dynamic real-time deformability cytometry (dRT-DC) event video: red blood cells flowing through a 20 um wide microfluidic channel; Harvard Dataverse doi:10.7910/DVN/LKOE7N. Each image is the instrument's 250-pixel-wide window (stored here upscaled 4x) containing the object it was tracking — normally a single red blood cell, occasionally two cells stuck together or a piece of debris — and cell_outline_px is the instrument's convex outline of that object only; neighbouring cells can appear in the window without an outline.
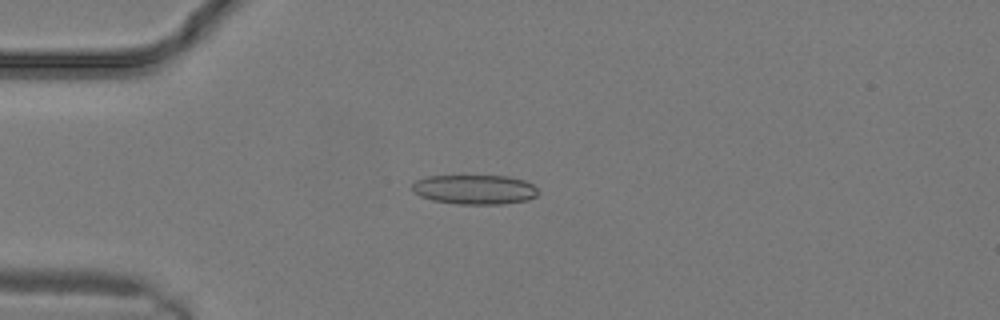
{"species": "common noctule bat (a hibernating species)", "species_latin": "Nyctalus noctula", "temperature_condition": "warm", "stored_images_in_passage": 26, "camera_frame_rate_fps": 3000, "um_per_image_px": 0.085, "animal": {"sex": "male", "body_mass_g": 19.2, "forearm_length_mm": 51.8}, "frame": {"image": 1, "passage_image": 7, "time_ms": 2.0, "image_size_px": [1000, 320], "cell_outline_px": [[540, 192], [536, 196], [528, 200], [500, 204], [456, 204], [432, 200], [420, 196], [412, 192], [412, 184], [416, 180], [428, 176], [508, 176], [524, 180], [532, 184]], "centroid_in_image_um": [40.34, 16.11], "position_along_channel_um": 44.7, "area_um2": 21.79}}
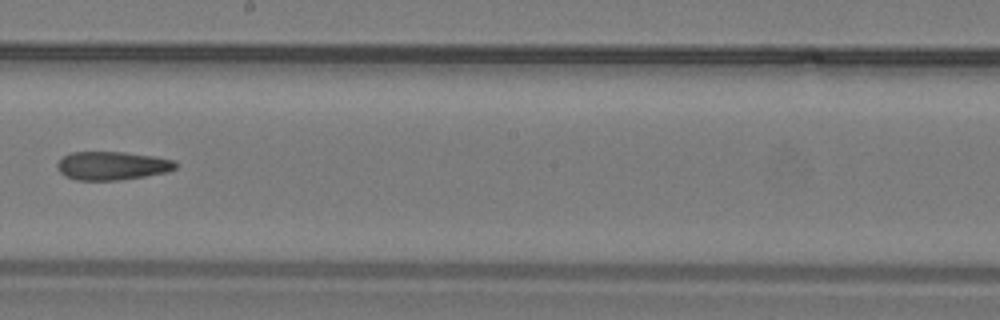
{"frame": {"image": 2, "passage_image": 15, "time_ms": 4.667, "image_size_px": [1000, 320], "cell_outline_px": [[176, 168], [168, 172], [144, 176], [116, 180], [76, 180], [64, 176], [56, 168], [56, 164], [64, 156], [72, 152], [124, 152], [152, 156], [176, 160]], "centroid_in_image_um": [9.52, 14.08], "position_along_channel_um": 238.7, "area_um2": 19.59}}
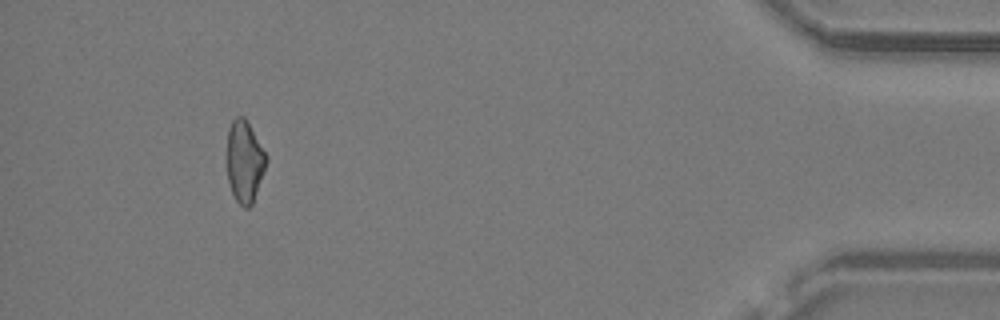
{"frame": {"image": 3, "passage_image": 24, "time_ms": 7.667, "image_size_px": [1000, 320], "cell_outline_px": [[268, 160], [252, 204], [248, 208], [244, 208], [236, 200], [232, 192], [228, 180], [228, 128], [232, 120], [236, 116], [244, 116], [248, 120], [268, 156]], "centroid_in_image_um": [20.81, 13.68], "position_along_channel_um": 414.4, "area_um2": 18.79}}